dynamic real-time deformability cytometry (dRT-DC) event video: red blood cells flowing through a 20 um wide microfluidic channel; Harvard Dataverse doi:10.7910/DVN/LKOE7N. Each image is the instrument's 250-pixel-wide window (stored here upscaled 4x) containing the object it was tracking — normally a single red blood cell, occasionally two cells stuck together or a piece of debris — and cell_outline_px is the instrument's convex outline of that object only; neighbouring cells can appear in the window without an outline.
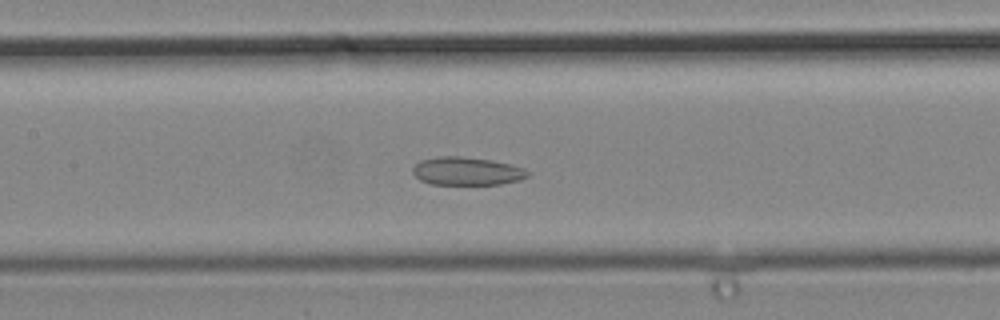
{"species": "common noctule bat (a hibernating species)", "species_latin": "Nyctalus noctula", "temperature_condition": "cold", "stored_images_in_passage": 43, "camera_frame_rate_fps": 3000, "um_per_image_px": 0.085, "animal": {"sex": "male", "body_mass_g": 19.2, "forearm_length_mm": 51.8}, "frame": {"image": 1, "passage_image": 19, "time_ms": 6.0, "image_size_px": [1000, 320], "cell_outline_px": [[528, 176], [520, 180], [500, 184], [432, 184], [420, 180], [412, 172], [412, 168], [420, 160], [440, 156], [460, 156], [492, 160], [524, 168], [528, 172]], "centroid_in_image_um": [39.66, 14.54], "position_along_channel_um": 167.7, "area_um2": 18.73}}
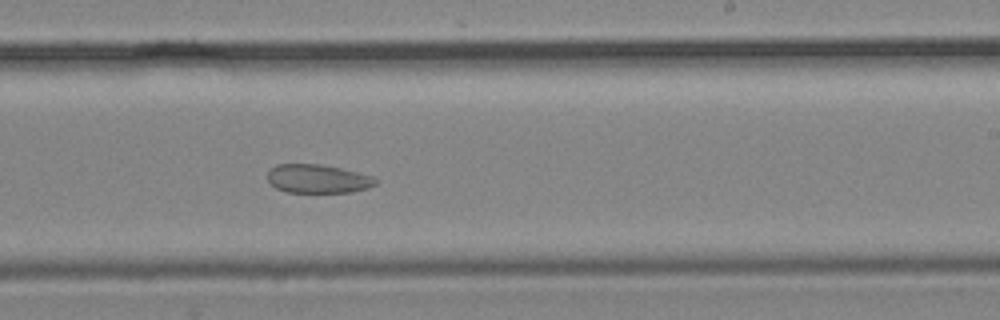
{"frame": {"image": 2, "passage_image": 25, "time_ms": 8.0, "image_size_px": [1000, 320], "cell_outline_px": [[376, 184], [368, 188], [352, 192], [288, 192], [276, 188], [268, 180], [268, 168], [276, 164], [320, 164], [340, 168], [372, 176], [376, 180]], "centroid_in_image_um": [26.98, 15.19], "position_along_channel_um": 262.0, "area_um2": 17.98}}
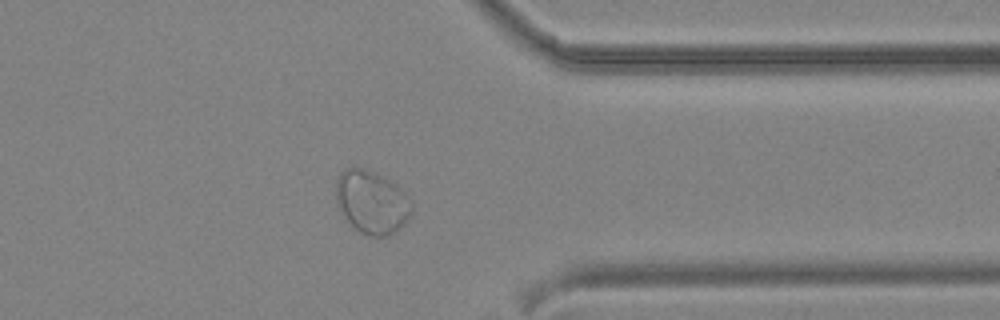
{"frame": {"image": 3, "passage_image": 33, "time_ms": 10.667, "image_size_px": [1000, 320], "cell_outline_px": [[412, 212], [404, 224], [400, 228], [388, 236], [372, 236], [360, 232], [344, 220], [336, 204], [336, 180], [340, 172], [344, 168], [364, 168], [396, 184], [412, 200]], "centroid_in_image_um": [31.57, 17.2], "position_along_channel_um": 379.8, "area_um2": 28.03}}